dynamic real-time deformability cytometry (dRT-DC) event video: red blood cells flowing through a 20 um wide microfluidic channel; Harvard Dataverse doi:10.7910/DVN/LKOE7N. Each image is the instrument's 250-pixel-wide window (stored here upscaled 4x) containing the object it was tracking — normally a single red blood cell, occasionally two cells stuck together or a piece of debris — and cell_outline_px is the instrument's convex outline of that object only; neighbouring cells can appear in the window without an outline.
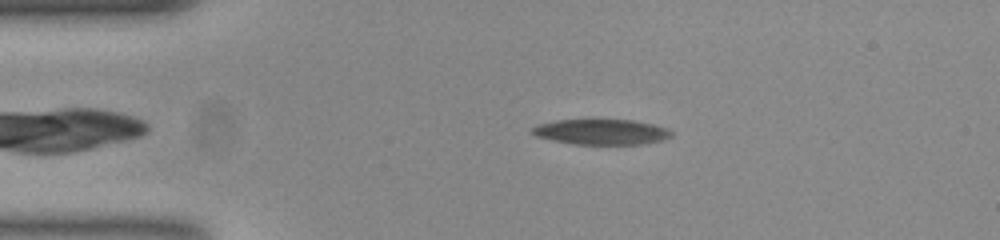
{"species": "common noctule bat (a hibernating species)", "species_latin": "Nyctalus noctula", "temperature_condition": "room temperature", "stored_images_in_passage": 54, "camera_frame_rate_fps": 3000, "um_per_image_px": 0.085, "animal": {"sex": "female", "body_mass_g": 23.0, "forearm_length_mm": 53.4}, "frame": {"image": 1, "passage_image": 10, "time_ms": 3.0, "image_size_px": [1000, 240], "cell_outline_px": [[672, 136], [664, 140], [644, 144], [572, 144], [552, 140], [536, 136], [532, 132], [532, 128], [536, 124], [556, 120], [632, 120], [656, 124], [668, 128], [672, 132]], "centroid_in_image_um": [51.15, 11.21], "position_along_channel_um": 33.8, "area_um2": 20.75}}
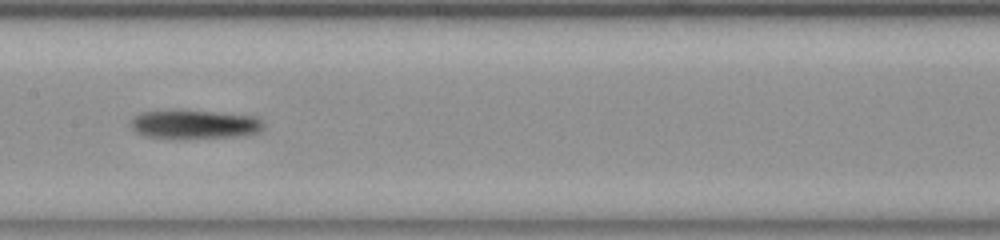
{"frame": {"image": 2, "passage_image": 26, "time_ms": 8.333, "image_size_px": [1000, 240], "cell_outline_px": [[264, 128], [260, 132], [244, 136], [180, 140], [172, 140], [144, 136], [136, 132], [128, 124], [132, 116], [140, 112], [176, 108], [256, 116], [264, 124]], "centroid_in_image_um": [16.46, 10.58], "position_along_channel_um": 190.9, "area_um2": 23.87}}
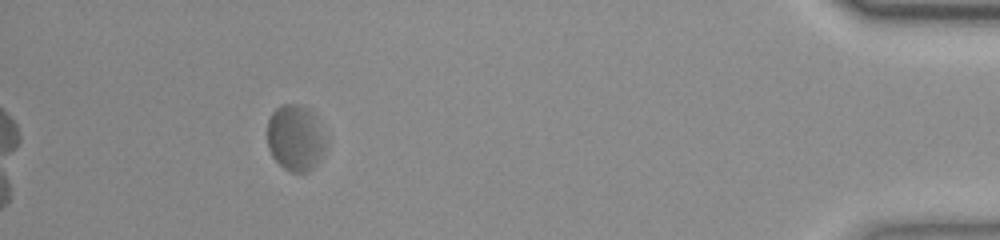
{"frame": {"image": 3, "passage_image": 49, "time_ms": 16.0, "image_size_px": [1000, 240], "cell_outline_px": [[328, 144], [324, 156], [308, 172], [292, 172], [284, 168], [272, 156], [268, 148], [268, 120], [272, 112], [276, 108], [284, 104], [300, 104], [308, 108], [316, 116], [328, 140]], "centroid_in_image_um": [25.17, 11.72], "position_along_channel_um": 410.0, "area_um2": 23.06}, "authors_computed_cell_mechanics": {"area_um2": 22.3397, "velocity_mm_per_s": 3.6737, "shape_relaxation_time_tau1_ms": 10.132, "shape_relaxation_time_tau2_ms": null, "deformation_change_tau1": 0.1804, "deformation_change_tau2": null}}